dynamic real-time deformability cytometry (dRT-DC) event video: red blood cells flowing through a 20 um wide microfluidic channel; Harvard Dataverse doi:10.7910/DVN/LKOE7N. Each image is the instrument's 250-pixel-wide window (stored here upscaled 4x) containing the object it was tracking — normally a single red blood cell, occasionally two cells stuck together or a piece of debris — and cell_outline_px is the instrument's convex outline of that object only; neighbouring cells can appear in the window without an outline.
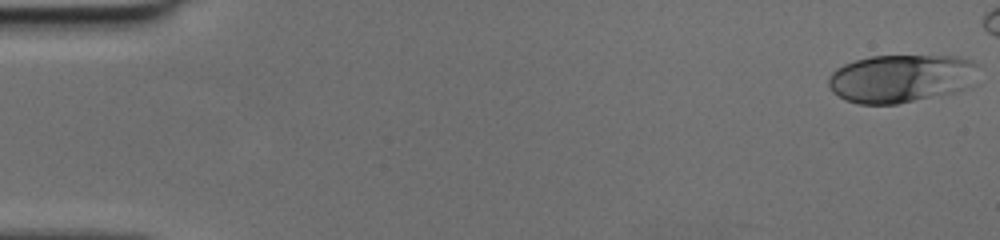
{"species": "human", "species_latin": "Homo sapiens", "temperature_condition": "cold", "stored_images_in_passage": 45, "camera_frame_rate_fps": 3000, "um_per_image_px": 0.085, "donor": {"sex": "female"}, "frame": {"image": 1, "passage_image": 1, "time_ms": 0.0, "image_size_px": [1000, 240], "cell_outline_px": [[976, 64], [964, 88], [952, 92], [896, 104], [860, 104], [844, 100], [832, 92], [828, 84], [828, 76], [836, 68], [844, 64], [856, 60], [872, 56], [956, 56], [972, 60]], "centroid_in_image_um": [76.44, 6.66], "position_along_channel_um": 8.6, "area_um2": 41.21}}
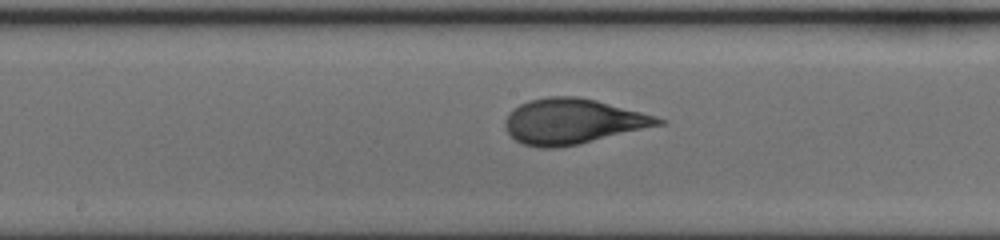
{"frame": {"image": 2, "passage_image": 26, "time_ms": 8.333, "image_size_px": [1000, 240], "cell_outline_px": [[668, 120], [664, 124], [580, 144], [556, 148], [540, 148], [524, 144], [516, 140], [508, 132], [504, 124], [504, 120], [508, 112], [520, 104], [528, 100], [548, 96], [576, 96], [596, 100], [656, 116]], "centroid_in_image_um": [48.67, 10.31], "position_along_channel_um": 199.5, "area_um2": 40.52}}
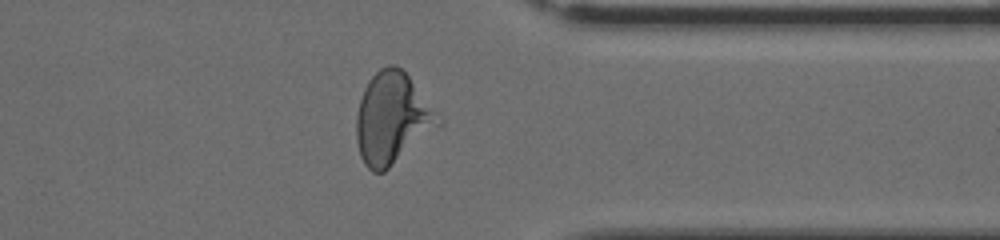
{"frame": {"image": 3, "passage_image": 39, "time_ms": 12.667, "image_size_px": [1000, 240], "cell_outline_px": [[444, 120], [440, 124], [384, 172], [372, 172], [364, 164], [360, 156], [356, 140], [356, 116], [360, 100], [364, 88], [368, 80], [380, 68], [388, 64], [396, 64], [408, 76]], "centroid_in_image_um": [33.31, 10.05], "position_along_channel_um": 378.1, "area_um2": 43.18}}